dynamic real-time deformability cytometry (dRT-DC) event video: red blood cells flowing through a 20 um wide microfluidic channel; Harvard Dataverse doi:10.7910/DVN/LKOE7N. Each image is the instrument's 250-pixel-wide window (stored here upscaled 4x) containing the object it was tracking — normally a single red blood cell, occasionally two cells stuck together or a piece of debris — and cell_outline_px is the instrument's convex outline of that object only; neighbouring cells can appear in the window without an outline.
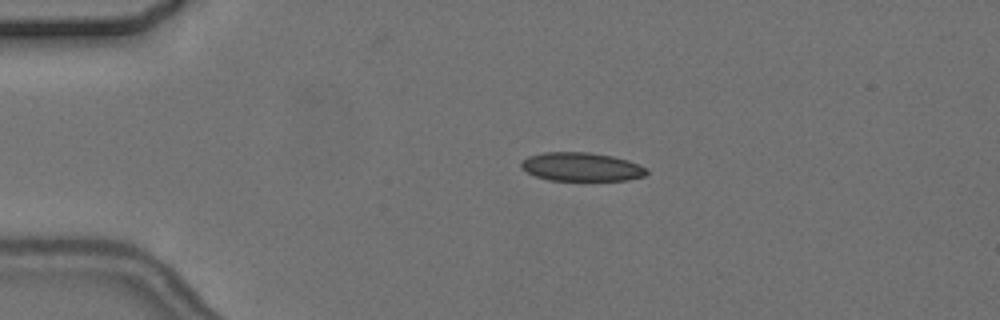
{"species": "common noctule bat (a hibernating species)", "species_latin": "Nyctalus noctula", "temperature_condition": "cold", "stored_images_in_passage": 6, "segment_of_instrument_passage": [1, 2], "camera_frame_rate_fps": 3000, "um_per_image_px": 0.085, "animal": {"sex": "female", "body_mass_g": 24.6, "forearm_length_mm": 56.2}, "frame": {"image": 1, "passage_image": 4, "time_ms": 3.667, "image_size_px": [1000, 320], "cell_outline_px": [[648, 172], [644, 176], [628, 180], [548, 180], [536, 176], [520, 168], [520, 160], [528, 156], [544, 152], [588, 152], [612, 156], [628, 160], [648, 168]], "centroid_in_image_um": [49.4, 14.18], "position_along_channel_um": 35.6, "area_um2": 21.04}}